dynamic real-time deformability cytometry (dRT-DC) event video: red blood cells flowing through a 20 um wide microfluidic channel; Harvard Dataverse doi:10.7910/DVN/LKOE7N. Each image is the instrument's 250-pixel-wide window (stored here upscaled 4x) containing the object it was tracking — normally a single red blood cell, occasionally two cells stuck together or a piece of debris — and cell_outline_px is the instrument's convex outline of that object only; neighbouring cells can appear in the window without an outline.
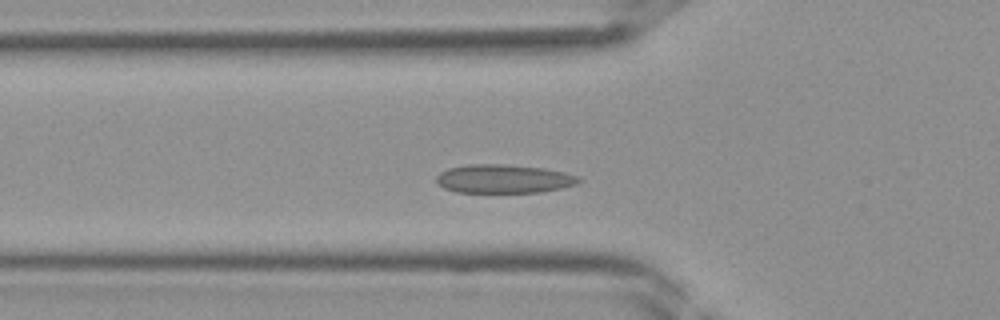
{"species": "Egyptian fruit bat (a non-hibernating species)", "species_latin": "Rousettus aegyptiacus", "temperature_condition": "room temperature", "stored_images_in_passage": 37, "camera_frame_rate_fps": 3000, "um_per_image_px": 0.085, "frame": {"image": 1, "passage_image": 10, "time_ms": 3.0, "image_size_px": [1000, 320], "cell_outline_px": [[580, 180], [576, 184], [560, 188], [540, 192], [456, 192], [444, 188], [436, 184], [436, 176], [440, 172], [448, 168], [468, 164], [504, 164], [544, 168], [564, 172], [580, 176]], "centroid_in_image_um": [42.78, 15.19], "position_along_channel_um": 83.0, "area_um2": 23.81}}
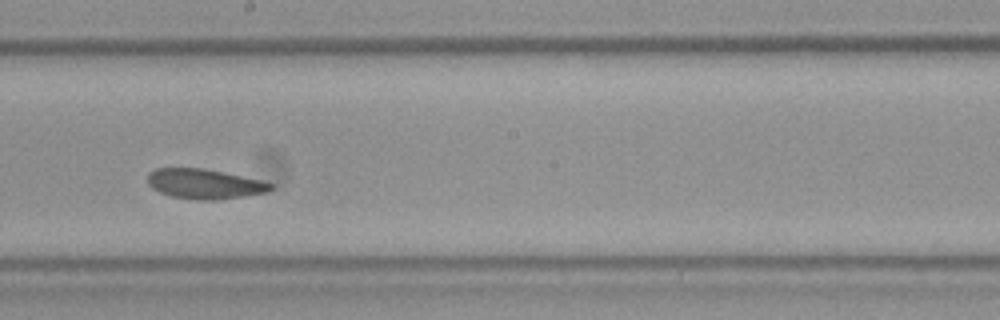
{"frame": {"image": 2, "passage_image": 19, "time_ms": 6.0, "image_size_px": [1000, 320], "cell_outline_px": [[276, 184], [272, 188], [264, 192], [244, 196], [216, 200], [196, 200], [172, 196], [160, 192], [152, 188], [148, 184], [148, 172], [156, 168], [204, 168], [224, 172], [260, 180]], "centroid_in_image_um": [17.36, 15.62], "position_along_channel_um": 230.8, "area_um2": 21.39}}
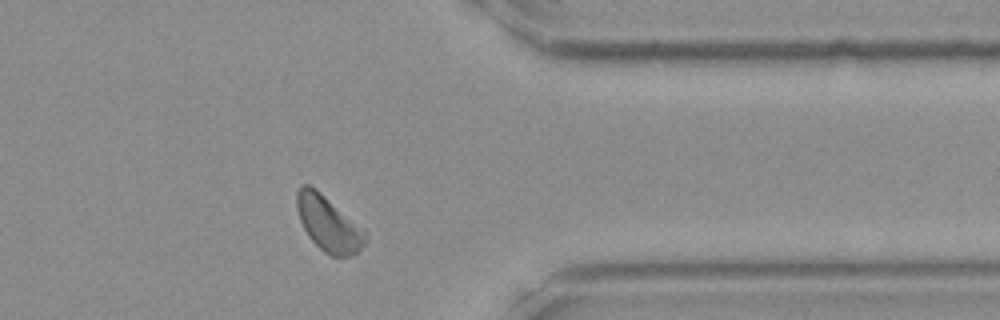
{"frame": {"image": 3, "passage_image": 29, "time_ms": 9.333, "image_size_px": [1000, 320], "cell_outline_px": [[368, 232], [364, 244], [356, 252], [348, 256], [332, 256], [324, 252], [308, 236], [300, 220], [296, 208], [296, 192], [300, 184], [308, 184], [316, 188], [364, 228]], "centroid_in_image_um": [27.9, 18.98], "position_along_channel_um": 383.5, "area_um2": 22.14}}